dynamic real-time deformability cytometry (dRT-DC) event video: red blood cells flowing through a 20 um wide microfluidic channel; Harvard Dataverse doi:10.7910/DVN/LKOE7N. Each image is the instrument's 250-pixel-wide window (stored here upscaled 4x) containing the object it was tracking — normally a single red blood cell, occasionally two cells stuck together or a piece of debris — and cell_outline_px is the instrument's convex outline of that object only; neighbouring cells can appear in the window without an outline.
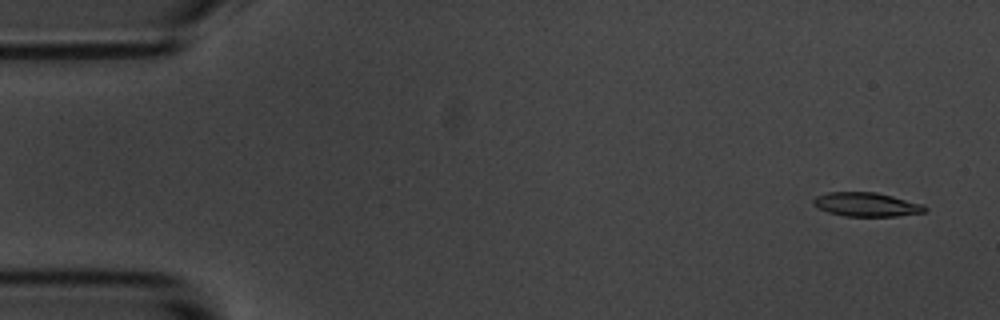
{"species": "common noctule bat (a hibernating species)", "species_latin": "Nyctalus noctula", "temperature_condition": "room temperature", "stored_images_in_passage": 56, "camera_frame_rate_fps": 3000, "um_per_image_px": 0.085, "animal": {"sex": "male", "body_mass_g": 20.1, "forearm_length_mm": 53.5}, "frame": {"image": 1, "passage_image": 3, "time_ms": 0.667, "image_size_px": [1000, 320], "cell_outline_px": [[928, 208], [924, 212], [896, 216], [844, 216], [828, 212], [816, 208], [812, 204], [812, 200], [816, 196], [828, 192], [876, 192], [924, 204]], "centroid_in_image_um": [73.62, 17.38], "position_along_channel_um": 11.4, "area_um2": 15.66}}
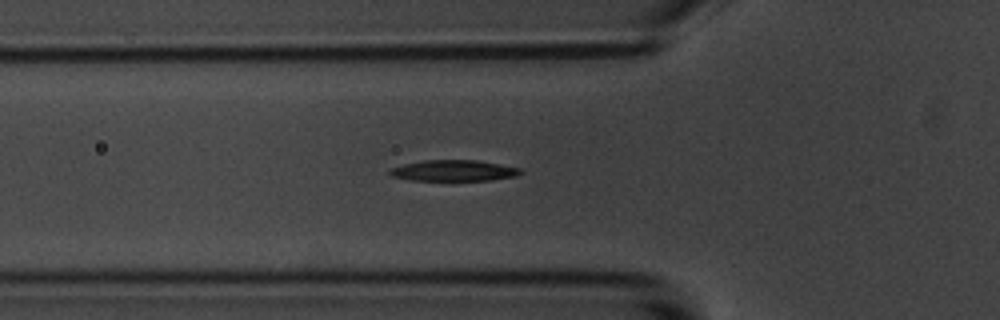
{"frame": {"image": 2, "passage_image": 19, "time_ms": 6.0, "image_size_px": [1000, 320], "cell_outline_px": [[524, 172], [516, 176], [492, 180], [412, 180], [392, 176], [388, 172], [388, 168], [404, 164], [424, 160], [476, 160], [520, 168]], "centroid_in_image_um": [38.55, 14.5], "position_along_channel_um": 87.2, "area_um2": 15.95}}
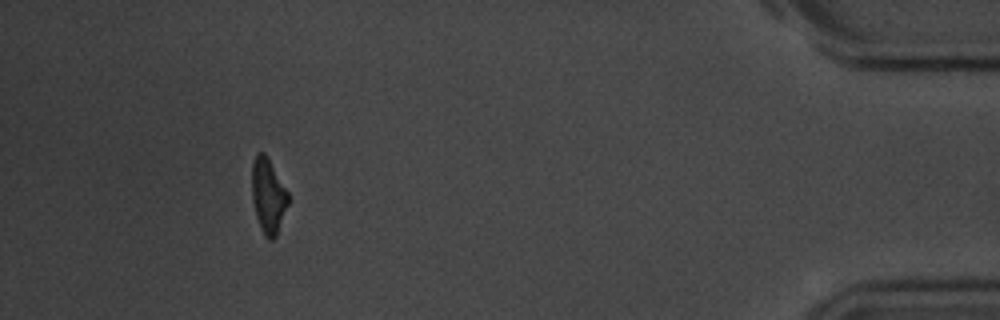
{"frame": {"image": 3, "passage_image": 51, "time_ms": 16.667, "image_size_px": [1000, 320], "cell_outline_px": [[288, 204], [276, 236], [272, 240], [268, 240], [264, 236], [260, 228], [256, 216], [252, 200], [252, 164], [256, 152], [264, 152], [288, 192]], "centroid_in_image_um": [22.78, 16.66], "position_along_channel_um": 412.4, "area_um2": 15.72}, "authors_computed_cell_mechanics": {"area_um2": 16.5597, "velocity_mm_per_s": 3.63, "shape_relaxation_time_tau1_ms": 2.9501, "shape_relaxation_time_tau2_ms": 10.7234, "deformation_change_tau1": 0.1539, "deformation_change_tau2": 0.1777}}